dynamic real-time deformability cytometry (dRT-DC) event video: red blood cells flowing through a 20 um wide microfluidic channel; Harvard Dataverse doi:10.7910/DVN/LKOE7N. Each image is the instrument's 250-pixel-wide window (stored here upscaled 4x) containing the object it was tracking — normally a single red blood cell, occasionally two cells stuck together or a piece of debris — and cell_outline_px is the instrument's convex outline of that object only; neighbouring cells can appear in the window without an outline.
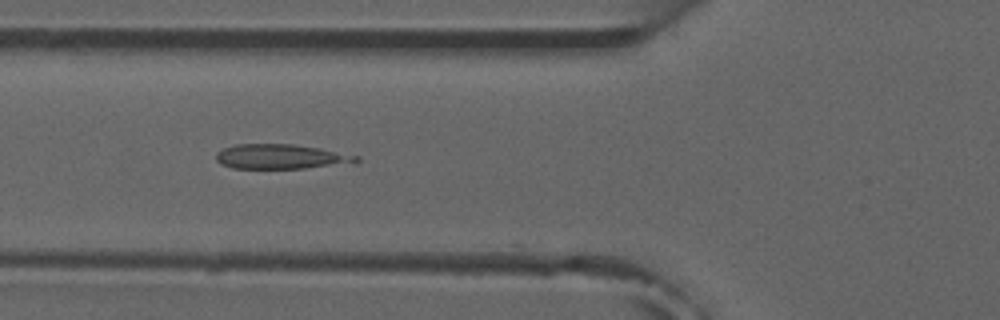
{"species": "common noctule bat (a hibernating species)", "species_latin": "Nyctalus noctula", "temperature_condition": "room temperature", "stored_images_in_passage": 10, "camera_frame_rate_fps": 3000, "um_per_image_px": 0.085, "animal": {"sex": "male", "forearm_length_mm": 52.5}, "frame": {"image": 1, "passage_image": 5, "time_ms": 4.667, "image_size_px": [1000, 320], "cell_outline_px": [[340, 160], [328, 164], [304, 168], [232, 168], [220, 164], [216, 160], [216, 152], [224, 148], [236, 144], [292, 144], [316, 148], [332, 152], [340, 156]], "centroid_in_image_um": [23.29, 13.29], "position_along_channel_um": 102.5, "area_um2": 18.15}}
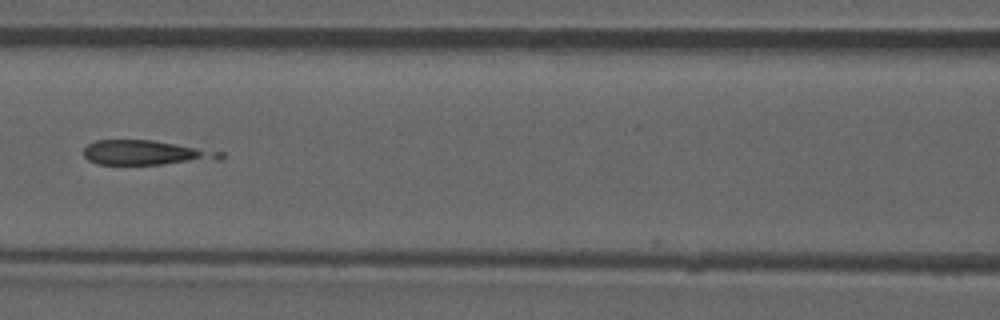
{"frame": {"image": 2, "passage_image": 6, "time_ms": 6.0, "image_size_px": [1000, 320], "cell_outline_px": [[224, 156], [220, 160], [164, 164], [96, 164], [88, 160], [80, 152], [88, 144], [96, 140], [152, 140], [224, 152]], "centroid_in_image_um": [12.38, 12.98], "position_along_channel_um": 154.2, "area_um2": 19.71}}